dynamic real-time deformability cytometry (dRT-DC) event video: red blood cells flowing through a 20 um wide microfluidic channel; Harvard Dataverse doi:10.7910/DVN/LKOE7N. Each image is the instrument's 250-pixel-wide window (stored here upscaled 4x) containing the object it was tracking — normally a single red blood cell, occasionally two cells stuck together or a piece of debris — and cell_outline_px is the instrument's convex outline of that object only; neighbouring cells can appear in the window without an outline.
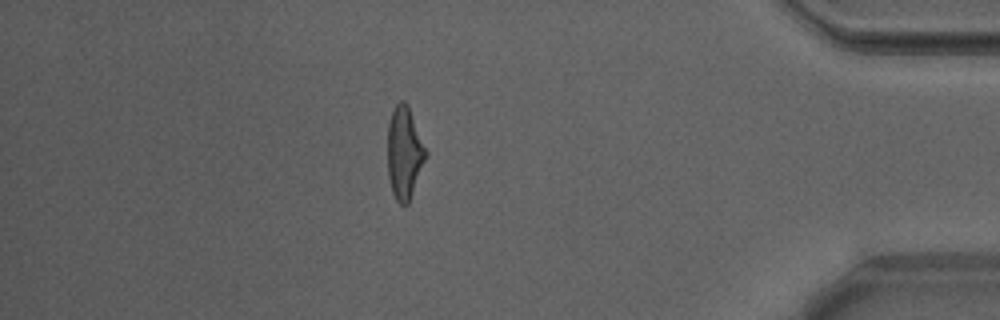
{"species": "Egyptian fruit bat (a non-hibernating species)", "species_latin": "Rousettus aegyptiacus", "temperature_condition": "warm", "stored_images_in_passage": 53, "camera_frame_rate_fps": 3000, "um_per_image_px": 0.085, "animal": {"sex": "male"}, "frame": {"image": 1, "passage_image": 46, "time_ms": 15.0, "image_size_px": [1000, 320], "cell_outline_px": [[428, 156], [408, 204], [400, 204], [396, 200], [392, 192], [388, 176], [388, 124], [392, 112], [396, 104], [400, 100], [404, 100], [408, 104], [428, 152]], "centroid_in_image_um": [34.39, 12.99], "position_along_channel_um": 400.8, "area_um2": 20.81}, "authors_computed_cell_mechanics": {"area_um2": 20.6924, "velocity_mm_per_s": 3.8855, "shape_relaxation_time_tau1_ms": 6.974, "shape_relaxation_time_tau2_ms": 1.494, "deformation_change_tau1": 0.2347, "deformation_change_tau2": 0.1097}}